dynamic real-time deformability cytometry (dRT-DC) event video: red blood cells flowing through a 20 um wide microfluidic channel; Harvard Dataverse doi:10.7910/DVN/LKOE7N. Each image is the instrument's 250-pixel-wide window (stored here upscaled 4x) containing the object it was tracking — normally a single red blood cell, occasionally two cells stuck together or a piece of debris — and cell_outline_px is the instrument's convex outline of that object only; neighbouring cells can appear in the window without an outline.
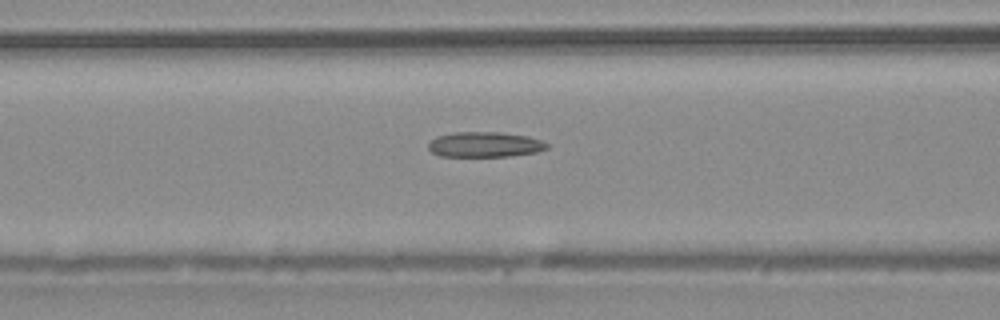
{"species": "common noctule bat (a hibernating species)", "species_latin": "Nyctalus noctula", "temperature_condition": "warm", "stored_images_in_passage": 51, "camera_frame_rate_fps": 3000, "um_per_image_px": 0.085, "animal": {"sex": "male", "body_mass_g": 20.4}, "frame": {"image": 1, "passage_image": 21, "time_ms": 6.667, "image_size_px": [1000, 320], "cell_outline_px": [[548, 148], [536, 152], [512, 156], [440, 156], [432, 152], [428, 148], [428, 144], [436, 136], [456, 132], [500, 132], [528, 136], [540, 140], [548, 144]], "centroid_in_image_um": [41.21, 12.28], "position_along_channel_um": 125.4, "area_um2": 17.4}}
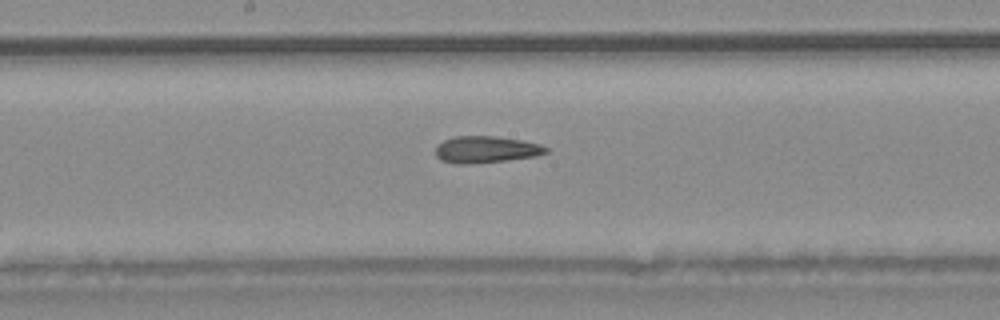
{"frame": {"image": 2, "passage_image": 27, "time_ms": 8.667, "image_size_px": [1000, 320], "cell_outline_px": [[548, 152], [536, 156], [504, 160], [468, 164], [456, 164], [440, 160], [436, 156], [436, 144], [444, 140], [456, 136], [492, 136], [524, 140], [540, 144], [548, 148]], "centroid_in_image_um": [41.29, 12.7], "position_along_channel_um": 206.9, "area_um2": 17.22}}
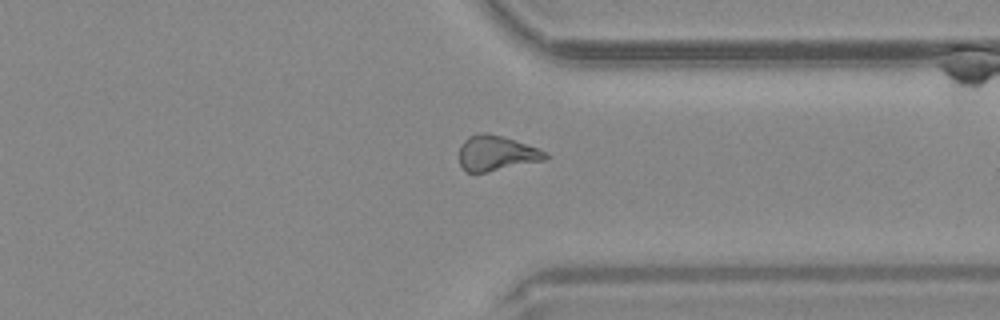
{"frame": {"image": 3, "passage_image": 39, "time_ms": 12.667, "image_size_px": [1000, 320], "cell_outline_px": [[548, 156], [544, 160], [488, 172], [464, 172], [460, 164], [460, 148], [464, 140], [468, 136], [480, 132], [488, 132], [540, 148], [548, 152]], "centroid_in_image_um": [42.19, 13.02], "position_along_channel_um": 369.2, "area_um2": 17.74}, "authors_computed_cell_mechanics": {"area_um2": 18.207, "velocity_mm_per_s": 4.0701, "shape_relaxation_time_tau1_ms": 9.8806, "shape_relaxation_time_tau2_ms": 3.9129, "deformation_change_tau1": 0.1895, "deformation_change_tau2": 0.129}}